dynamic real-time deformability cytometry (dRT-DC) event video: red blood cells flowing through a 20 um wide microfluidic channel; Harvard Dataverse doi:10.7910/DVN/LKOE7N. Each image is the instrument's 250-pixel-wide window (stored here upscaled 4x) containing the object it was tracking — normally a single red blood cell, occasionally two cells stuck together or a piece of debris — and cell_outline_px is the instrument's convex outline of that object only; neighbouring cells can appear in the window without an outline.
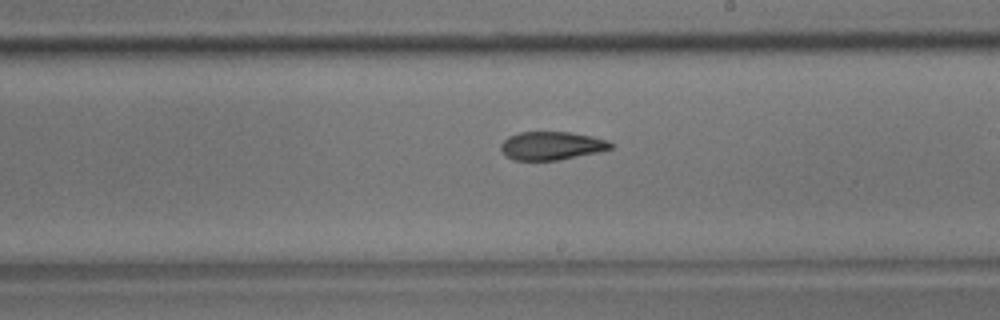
{"species": "common noctule bat (a hibernating species)", "species_latin": "Nyctalus noctula", "temperature_condition": "room temperature", "stored_images_in_passage": 37, "camera_frame_rate_fps": 3000, "um_per_image_px": 0.085, "animal": {"sex": "male", "body_mass_g": 17.9}, "frame": {"image": 1, "passage_image": 27, "time_ms": 8.667, "image_size_px": [1000, 320], "cell_outline_px": [[612, 148], [596, 152], [556, 160], [512, 160], [500, 148], [500, 144], [508, 136], [520, 132], [568, 132], [592, 136], [608, 140], [612, 144]], "centroid_in_image_um": [46.86, 12.37], "position_along_channel_um": 242.1, "area_um2": 17.86}}